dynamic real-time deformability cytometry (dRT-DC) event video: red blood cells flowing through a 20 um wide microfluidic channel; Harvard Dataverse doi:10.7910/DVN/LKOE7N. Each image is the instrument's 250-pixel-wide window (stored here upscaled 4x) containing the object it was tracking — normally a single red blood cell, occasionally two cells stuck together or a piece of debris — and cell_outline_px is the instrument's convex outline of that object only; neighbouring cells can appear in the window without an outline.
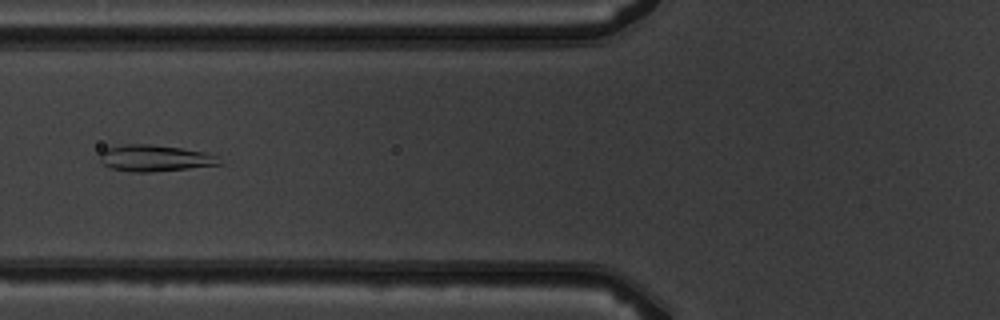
{"species": "common noctule bat (a hibernating species)", "species_latin": "Nyctalus noctula", "temperature_condition": "warm", "stored_images_in_passage": 4, "camera_frame_rate_fps": 3000, "um_per_image_px": 0.085, "animal": {"sex": "male", "body_mass_g": 19.5, "forearm_length_mm": 54.6}, "frame": {"image": 1, "passage_image": 4, "time_ms": 4.333, "image_size_px": [1000, 320], "cell_outline_px": [[224, 164], [152, 172], [132, 172], [112, 168], [104, 164], [100, 160], [100, 152], [104, 148], [124, 144], [148, 144], [180, 148], [208, 152], [216, 156]], "centroid_in_image_um": [13.16, 13.44], "position_along_channel_um": 112.6, "area_um2": 18.44}}